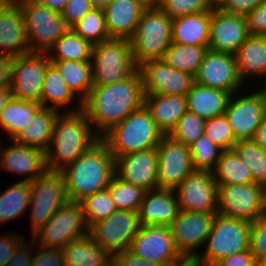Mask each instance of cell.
Masks as SVG:
<instances>
[{"label": "cell", "instance_id": "89a4df30", "mask_svg": "<svg viewBox=\"0 0 266 266\" xmlns=\"http://www.w3.org/2000/svg\"><path fill=\"white\" fill-rule=\"evenodd\" d=\"M257 266H266V257L262 258L258 263Z\"/></svg>", "mask_w": 266, "mask_h": 266}, {"label": "cell", "instance_id": "681fc988", "mask_svg": "<svg viewBox=\"0 0 266 266\" xmlns=\"http://www.w3.org/2000/svg\"><path fill=\"white\" fill-rule=\"evenodd\" d=\"M91 0H68L61 15L68 28H71L93 9Z\"/></svg>", "mask_w": 266, "mask_h": 266}, {"label": "cell", "instance_id": "94428289", "mask_svg": "<svg viewBox=\"0 0 266 266\" xmlns=\"http://www.w3.org/2000/svg\"><path fill=\"white\" fill-rule=\"evenodd\" d=\"M43 6L55 12L61 13L68 0H36Z\"/></svg>", "mask_w": 266, "mask_h": 266}, {"label": "cell", "instance_id": "52a82bcc", "mask_svg": "<svg viewBox=\"0 0 266 266\" xmlns=\"http://www.w3.org/2000/svg\"><path fill=\"white\" fill-rule=\"evenodd\" d=\"M91 64L93 86L123 81L138 69L129 39L111 38L93 45Z\"/></svg>", "mask_w": 266, "mask_h": 266}, {"label": "cell", "instance_id": "a7ac6f4b", "mask_svg": "<svg viewBox=\"0 0 266 266\" xmlns=\"http://www.w3.org/2000/svg\"><path fill=\"white\" fill-rule=\"evenodd\" d=\"M263 215L266 217V188L264 189Z\"/></svg>", "mask_w": 266, "mask_h": 266}, {"label": "cell", "instance_id": "60d3db41", "mask_svg": "<svg viewBox=\"0 0 266 266\" xmlns=\"http://www.w3.org/2000/svg\"><path fill=\"white\" fill-rule=\"evenodd\" d=\"M80 203L89 229L117 211L108 188L85 197Z\"/></svg>", "mask_w": 266, "mask_h": 266}, {"label": "cell", "instance_id": "d6986e66", "mask_svg": "<svg viewBox=\"0 0 266 266\" xmlns=\"http://www.w3.org/2000/svg\"><path fill=\"white\" fill-rule=\"evenodd\" d=\"M145 95H186L195 82L189 73L173 69L163 59H153L138 66Z\"/></svg>", "mask_w": 266, "mask_h": 266}, {"label": "cell", "instance_id": "6125c7cd", "mask_svg": "<svg viewBox=\"0 0 266 266\" xmlns=\"http://www.w3.org/2000/svg\"><path fill=\"white\" fill-rule=\"evenodd\" d=\"M11 98L12 91L10 88L0 89V114Z\"/></svg>", "mask_w": 266, "mask_h": 266}, {"label": "cell", "instance_id": "5b68a950", "mask_svg": "<svg viewBox=\"0 0 266 266\" xmlns=\"http://www.w3.org/2000/svg\"><path fill=\"white\" fill-rule=\"evenodd\" d=\"M173 19L160 8L145 9L133 36L129 39L137 66L153 59H162L172 42Z\"/></svg>", "mask_w": 266, "mask_h": 266}, {"label": "cell", "instance_id": "7a4b0ae2", "mask_svg": "<svg viewBox=\"0 0 266 266\" xmlns=\"http://www.w3.org/2000/svg\"><path fill=\"white\" fill-rule=\"evenodd\" d=\"M100 139L82 110L59 113L45 151L47 169L62 171Z\"/></svg>", "mask_w": 266, "mask_h": 266}, {"label": "cell", "instance_id": "bcb514c9", "mask_svg": "<svg viewBox=\"0 0 266 266\" xmlns=\"http://www.w3.org/2000/svg\"><path fill=\"white\" fill-rule=\"evenodd\" d=\"M204 134L223 150L233 149L237 142L232 127L224 114L206 120Z\"/></svg>", "mask_w": 266, "mask_h": 266}, {"label": "cell", "instance_id": "3957f363", "mask_svg": "<svg viewBox=\"0 0 266 266\" xmlns=\"http://www.w3.org/2000/svg\"><path fill=\"white\" fill-rule=\"evenodd\" d=\"M62 172L69 201L80 202L108 188L115 175V159L108 145L100 139Z\"/></svg>", "mask_w": 266, "mask_h": 266}, {"label": "cell", "instance_id": "74e56055", "mask_svg": "<svg viewBox=\"0 0 266 266\" xmlns=\"http://www.w3.org/2000/svg\"><path fill=\"white\" fill-rule=\"evenodd\" d=\"M213 172L217 184L253 183L251 171L243 163L234 149L224 150Z\"/></svg>", "mask_w": 266, "mask_h": 266}, {"label": "cell", "instance_id": "91938a15", "mask_svg": "<svg viewBox=\"0 0 266 266\" xmlns=\"http://www.w3.org/2000/svg\"><path fill=\"white\" fill-rule=\"evenodd\" d=\"M252 140L266 150V115L255 131Z\"/></svg>", "mask_w": 266, "mask_h": 266}, {"label": "cell", "instance_id": "7c38bea8", "mask_svg": "<svg viewBox=\"0 0 266 266\" xmlns=\"http://www.w3.org/2000/svg\"><path fill=\"white\" fill-rule=\"evenodd\" d=\"M248 94L242 90L231 94L224 115L237 141L252 140L255 131L266 115V95L260 86ZM242 94V96H241Z\"/></svg>", "mask_w": 266, "mask_h": 266}, {"label": "cell", "instance_id": "d6a6232c", "mask_svg": "<svg viewBox=\"0 0 266 266\" xmlns=\"http://www.w3.org/2000/svg\"><path fill=\"white\" fill-rule=\"evenodd\" d=\"M60 112L55 109L42 107L32 118L28 127L20 130L13 140L27 146H35L47 150L56 117Z\"/></svg>", "mask_w": 266, "mask_h": 266}, {"label": "cell", "instance_id": "603a6c76", "mask_svg": "<svg viewBox=\"0 0 266 266\" xmlns=\"http://www.w3.org/2000/svg\"><path fill=\"white\" fill-rule=\"evenodd\" d=\"M11 142L7 148L0 143V167L3 171L24 175L23 181L32 182L47 170L44 150L16 143L13 139Z\"/></svg>", "mask_w": 266, "mask_h": 266}, {"label": "cell", "instance_id": "44dd1931", "mask_svg": "<svg viewBox=\"0 0 266 266\" xmlns=\"http://www.w3.org/2000/svg\"><path fill=\"white\" fill-rule=\"evenodd\" d=\"M248 36L244 16L223 12L214 7L211 11L209 50L235 55Z\"/></svg>", "mask_w": 266, "mask_h": 266}, {"label": "cell", "instance_id": "8fae6325", "mask_svg": "<svg viewBox=\"0 0 266 266\" xmlns=\"http://www.w3.org/2000/svg\"><path fill=\"white\" fill-rule=\"evenodd\" d=\"M50 64L47 53L30 52L13 57L10 66L12 97L40 104L43 80Z\"/></svg>", "mask_w": 266, "mask_h": 266}, {"label": "cell", "instance_id": "db71d44e", "mask_svg": "<svg viewBox=\"0 0 266 266\" xmlns=\"http://www.w3.org/2000/svg\"><path fill=\"white\" fill-rule=\"evenodd\" d=\"M13 233V234H12ZM25 237L14 232L1 234L0 236V266H5L12 258L19 245L25 240Z\"/></svg>", "mask_w": 266, "mask_h": 266}, {"label": "cell", "instance_id": "11a10c76", "mask_svg": "<svg viewBox=\"0 0 266 266\" xmlns=\"http://www.w3.org/2000/svg\"><path fill=\"white\" fill-rule=\"evenodd\" d=\"M25 239L14 252L12 258L5 266H31L32 257L34 254L35 242L31 239V243ZM31 245V246H30ZM32 247V248H31ZM33 249V250H32Z\"/></svg>", "mask_w": 266, "mask_h": 266}, {"label": "cell", "instance_id": "753ad0ef", "mask_svg": "<svg viewBox=\"0 0 266 266\" xmlns=\"http://www.w3.org/2000/svg\"><path fill=\"white\" fill-rule=\"evenodd\" d=\"M211 1L216 5L219 0H211Z\"/></svg>", "mask_w": 266, "mask_h": 266}, {"label": "cell", "instance_id": "816d5d0a", "mask_svg": "<svg viewBox=\"0 0 266 266\" xmlns=\"http://www.w3.org/2000/svg\"><path fill=\"white\" fill-rule=\"evenodd\" d=\"M35 246L31 266H64L63 255L60 249L42 248L39 246H36V249Z\"/></svg>", "mask_w": 266, "mask_h": 266}, {"label": "cell", "instance_id": "f35d334b", "mask_svg": "<svg viewBox=\"0 0 266 266\" xmlns=\"http://www.w3.org/2000/svg\"><path fill=\"white\" fill-rule=\"evenodd\" d=\"M30 182L17 181L0 194V225L23 216L28 211Z\"/></svg>", "mask_w": 266, "mask_h": 266}, {"label": "cell", "instance_id": "7bdbcfd3", "mask_svg": "<svg viewBox=\"0 0 266 266\" xmlns=\"http://www.w3.org/2000/svg\"><path fill=\"white\" fill-rule=\"evenodd\" d=\"M108 190L117 210L134 211H138L146 192L141 187L122 181L116 175L111 179Z\"/></svg>", "mask_w": 266, "mask_h": 266}, {"label": "cell", "instance_id": "ab89813d", "mask_svg": "<svg viewBox=\"0 0 266 266\" xmlns=\"http://www.w3.org/2000/svg\"><path fill=\"white\" fill-rule=\"evenodd\" d=\"M233 149L251 171L253 183L266 188V150L253 140L237 141Z\"/></svg>", "mask_w": 266, "mask_h": 266}, {"label": "cell", "instance_id": "cb8c5ba5", "mask_svg": "<svg viewBox=\"0 0 266 266\" xmlns=\"http://www.w3.org/2000/svg\"><path fill=\"white\" fill-rule=\"evenodd\" d=\"M28 35L20 7L13 2L0 15V55L19 57L30 53Z\"/></svg>", "mask_w": 266, "mask_h": 266}, {"label": "cell", "instance_id": "2e32d148", "mask_svg": "<svg viewBox=\"0 0 266 266\" xmlns=\"http://www.w3.org/2000/svg\"><path fill=\"white\" fill-rule=\"evenodd\" d=\"M156 149L158 189L175 190L194 171L190 148L165 135Z\"/></svg>", "mask_w": 266, "mask_h": 266}, {"label": "cell", "instance_id": "4316f807", "mask_svg": "<svg viewBox=\"0 0 266 266\" xmlns=\"http://www.w3.org/2000/svg\"><path fill=\"white\" fill-rule=\"evenodd\" d=\"M144 106L164 135H168L187 111L186 95H145Z\"/></svg>", "mask_w": 266, "mask_h": 266}, {"label": "cell", "instance_id": "d4e9b609", "mask_svg": "<svg viewBox=\"0 0 266 266\" xmlns=\"http://www.w3.org/2000/svg\"><path fill=\"white\" fill-rule=\"evenodd\" d=\"M178 212V199L171 189L146 191L138 209L141 225L169 226Z\"/></svg>", "mask_w": 266, "mask_h": 266}, {"label": "cell", "instance_id": "4dcf8cb0", "mask_svg": "<svg viewBox=\"0 0 266 266\" xmlns=\"http://www.w3.org/2000/svg\"><path fill=\"white\" fill-rule=\"evenodd\" d=\"M211 11L189 14L173 19L172 42L208 46Z\"/></svg>", "mask_w": 266, "mask_h": 266}, {"label": "cell", "instance_id": "2644e50d", "mask_svg": "<svg viewBox=\"0 0 266 266\" xmlns=\"http://www.w3.org/2000/svg\"><path fill=\"white\" fill-rule=\"evenodd\" d=\"M260 88H262L264 90L265 95H266V81L261 85Z\"/></svg>", "mask_w": 266, "mask_h": 266}, {"label": "cell", "instance_id": "03108f58", "mask_svg": "<svg viewBox=\"0 0 266 266\" xmlns=\"http://www.w3.org/2000/svg\"><path fill=\"white\" fill-rule=\"evenodd\" d=\"M113 0H91V3L94 8L104 9L107 7Z\"/></svg>", "mask_w": 266, "mask_h": 266}, {"label": "cell", "instance_id": "003e7915", "mask_svg": "<svg viewBox=\"0 0 266 266\" xmlns=\"http://www.w3.org/2000/svg\"><path fill=\"white\" fill-rule=\"evenodd\" d=\"M13 3V0H0V15Z\"/></svg>", "mask_w": 266, "mask_h": 266}, {"label": "cell", "instance_id": "277c9868", "mask_svg": "<svg viewBox=\"0 0 266 266\" xmlns=\"http://www.w3.org/2000/svg\"><path fill=\"white\" fill-rule=\"evenodd\" d=\"M164 136L143 106L113 126L101 139L116 159L131 152L157 147Z\"/></svg>", "mask_w": 266, "mask_h": 266}, {"label": "cell", "instance_id": "be15d7a7", "mask_svg": "<svg viewBox=\"0 0 266 266\" xmlns=\"http://www.w3.org/2000/svg\"><path fill=\"white\" fill-rule=\"evenodd\" d=\"M169 266H203L197 258L182 257L179 261Z\"/></svg>", "mask_w": 266, "mask_h": 266}, {"label": "cell", "instance_id": "e7e4bbea", "mask_svg": "<svg viewBox=\"0 0 266 266\" xmlns=\"http://www.w3.org/2000/svg\"><path fill=\"white\" fill-rule=\"evenodd\" d=\"M145 9L160 8L162 0H137Z\"/></svg>", "mask_w": 266, "mask_h": 266}, {"label": "cell", "instance_id": "9c48e42d", "mask_svg": "<svg viewBox=\"0 0 266 266\" xmlns=\"http://www.w3.org/2000/svg\"><path fill=\"white\" fill-rule=\"evenodd\" d=\"M21 9L31 52L47 53L69 29L61 13L43 6L36 0L15 2Z\"/></svg>", "mask_w": 266, "mask_h": 266}, {"label": "cell", "instance_id": "836d02e7", "mask_svg": "<svg viewBox=\"0 0 266 266\" xmlns=\"http://www.w3.org/2000/svg\"><path fill=\"white\" fill-rule=\"evenodd\" d=\"M76 97L78 96L71 91L59 71L51 63L45 72V78L42 84L41 106L58 110L61 113V111H65L64 107H69L74 102Z\"/></svg>", "mask_w": 266, "mask_h": 266}, {"label": "cell", "instance_id": "680465c9", "mask_svg": "<svg viewBox=\"0 0 266 266\" xmlns=\"http://www.w3.org/2000/svg\"><path fill=\"white\" fill-rule=\"evenodd\" d=\"M11 57L0 55V89L10 88Z\"/></svg>", "mask_w": 266, "mask_h": 266}, {"label": "cell", "instance_id": "b9f144b4", "mask_svg": "<svg viewBox=\"0 0 266 266\" xmlns=\"http://www.w3.org/2000/svg\"><path fill=\"white\" fill-rule=\"evenodd\" d=\"M71 29L92 45L111 39L106 29L103 9L93 8Z\"/></svg>", "mask_w": 266, "mask_h": 266}, {"label": "cell", "instance_id": "1f68e13d", "mask_svg": "<svg viewBox=\"0 0 266 266\" xmlns=\"http://www.w3.org/2000/svg\"><path fill=\"white\" fill-rule=\"evenodd\" d=\"M61 251L64 266H107L112 261L90 234L69 242Z\"/></svg>", "mask_w": 266, "mask_h": 266}, {"label": "cell", "instance_id": "ffe728a7", "mask_svg": "<svg viewBox=\"0 0 266 266\" xmlns=\"http://www.w3.org/2000/svg\"><path fill=\"white\" fill-rule=\"evenodd\" d=\"M195 82L206 87L220 89L231 94L240 91L244 83L239 77L235 55L208 49L200 65Z\"/></svg>", "mask_w": 266, "mask_h": 266}, {"label": "cell", "instance_id": "4fadbf2b", "mask_svg": "<svg viewBox=\"0 0 266 266\" xmlns=\"http://www.w3.org/2000/svg\"><path fill=\"white\" fill-rule=\"evenodd\" d=\"M264 189L257 183L218 184L217 213L254 222L263 215Z\"/></svg>", "mask_w": 266, "mask_h": 266}, {"label": "cell", "instance_id": "5bb4252c", "mask_svg": "<svg viewBox=\"0 0 266 266\" xmlns=\"http://www.w3.org/2000/svg\"><path fill=\"white\" fill-rule=\"evenodd\" d=\"M138 211L117 210L89 229L94 241L111 256L128 250L132 239L140 230Z\"/></svg>", "mask_w": 266, "mask_h": 266}, {"label": "cell", "instance_id": "f5cc1de1", "mask_svg": "<svg viewBox=\"0 0 266 266\" xmlns=\"http://www.w3.org/2000/svg\"><path fill=\"white\" fill-rule=\"evenodd\" d=\"M263 0H219L215 5L223 12L246 17Z\"/></svg>", "mask_w": 266, "mask_h": 266}, {"label": "cell", "instance_id": "6da1fadb", "mask_svg": "<svg viewBox=\"0 0 266 266\" xmlns=\"http://www.w3.org/2000/svg\"><path fill=\"white\" fill-rule=\"evenodd\" d=\"M144 87L137 69L127 79L103 86H93L82 101V111L102 137L132 112L144 106Z\"/></svg>", "mask_w": 266, "mask_h": 266}, {"label": "cell", "instance_id": "9f6ffc18", "mask_svg": "<svg viewBox=\"0 0 266 266\" xmlns=\"http://www.w3.org/2000/svg\"><path fill=\"white\" fill-rule=\"evenodd\" d=\"M213 266H257L250 249L222 258Z\"/></svg>", "mask_w": 266, "mask_h": 266}, {"label": "cell", "instance_id": "484cf974", "mask_svg": "<svg viewBox=\"0 0 266 266\" xmlns=\"http://www.w3.org/2000/svg\"><path fill=\"white\" fill-rule=\"evenodd\" d=\"M144 10L137 0H113L103 9L109 37L130 39Z\"/></svg>", "mask_w": 266, "mask_h": 266}, {"label": "cell", "instance_id": "f1b7e54d", "mask_svg": "<svg viewBox=\"0 0 266 266\" xmlns=\"http://www.w3.org/2000/svg\"><path fill=\"white\" fill-rule=\"evenodd\" d=\"M230 96V92L194 82L186 94L187 110L209 120L225 113Z\"/></svg>", "mask_w": 266, "mask_h": 266}, {"label": "cell", "instance_id": "f6af8a7d", "mask_svg": "<svg viewBox=\"0 0 266 266\" xmlns=\"http://www.w3.org/2000/svg\"><path fill=\"white\" fill-rule=\"evenodd\" d=\"M205 123L206 120L187 110L167 136L190 146L204 134Z\"/></svg>", "mask_w": 266, "mask_h": 266}, {"label": "cell", "instance_id": "d590c367", "mask_svg": "<svg viewBox=\"0 0 266 266\" xmlns=\"http://www.w3.org/2000/svg\"><path fill=\"white\" fill-rule=\"evenodd\" d=\"M41 104L11 98L0 114V128L8 132L9 140L31 123Z\"/></svg>", "mask_w": 266, "mask_h": 266}, {"label": "cell", "instance_id": "ee69618b", "mask_svg": "<svg viewBox=\"0 0 266 266\" xmlns=\"http://www.w3.org/2000/svg\"><path fill=\"white\" fill-rule=\"evenodd\" d=\"M194 170L213 171L222 152L220 146L213 143L203 134L189 146Z\"/></svg>", "mask_w": 266, "mask_h": 266}, {"label": "cell", "instance_id": "9a60e30c", "mask_svg": "<svg viewBox=\"0 0 266 266\" xmlns=\"http://www.w3.org/2000/svg\"><path fill=\"white\" fill-rule=\"evenodd\" d=\"M217 212H185L179 210L169 225L176 250L181 257L197 258L204 248ZM198 249V250H197Z\"/></svg>", "mask_w": 266, "mask_h": 266}, {"label": "cell", "instance_id": "8c879c8a", "mask_svg": "<svg viewBox=\"0 0 266 266\" xmlns=\"http://www.w3.org/2000/svg\"><path fill=\"white\" fill-rule=\"evenodd\" d=\"M107 266H116L113 261H111Z\"/></svg>", "mask_w": 266, "mask_h": 266}, {"label": "cell", "instance_id": "8d00e7d4", "mask_svg": "<svg viewBox=\"0 0 266 266\" xmlns=\"http://www.w3.org/2000/svg\"><path fill=\"white\" fill-rule=\"evenodd\" d=\"M207 51L208 46L171 42L162 59L173 69L189 73L195 77Z\"/></svg>", "mask_w": 266, "mask_h": 266}, {"label": "cell", "instance_id": "ba28073f", "mask_svg": "<svg viewBox=\"0 0 266 266\" xmlns=\"http://www.w3.org/2000/svg\"><path fill=\"white\" fill-rule=\"evenodd\" d=\"M69 201L62 171L46 170L30 182L29 215L31 235L43 227Z\"/></svg>", "mask_w": 266, "mask_h": 266}, {"label": "cell", "instance_id": "7dc6e473", "mask_svg": "<svg viewBox=\"0 0 266 266\" xmlns=\"http://www.w3.org/2000/svg\"><path fill=\"white\" fill-rule=\"evenodd\" d=\"M215 4L211 0H162L160 9L170 18L212 11Z\"/></svg>", "mask_w": 266, "mask_h": 266}, {"label": "cell", "instance_id": "6f0895ef", "mask_svg": "<svg viewBox=\"0 0 266 266\" xmlns=\"http://www.w3.org/2000/svg\"><path fill=\"white\" fill-rule=\"evenodd\" d=\"M112 261L116 266H162L135 256L128 250L114 254L112 256Z\"/></svg>", "mask_w": 266, "mask_h": 266}, {"label": "cell", "instance_id": "30bf717a", "mask_svg": "<svg viewBox=\"0 0 266 266\" xmlns=\"http://www.w3.org/2000/svg\"><path fill=\"white\" fill-rule=\"evenodd\" d=\"M87 234L89 228L81 203L68 201L31 237L39 247L62 250L69 242Z\"/></svg>", "mask_w": 266, "mask_h": 266}, {"label": "cell", "instance_id": "83f0119b", "mask_svg": "<svg viewBox=\"0 0 266 266\" xmlns=\"http://www.w3.org/2000/svg\"><path fill=\"white\" fill-rule=\"evenodd\" d=\"M239 77L247 86L249 78L266 81V37L249 35L235 54ZM254 76V77H253ZM265 78V80H264ZM248 81H247V80Z\"/></svg>", "mask_w": 266, "mask_h": 266}, {"label": "cell", "instance_id": "ac0fdd59", "mask_svg": "<svg viewBox=\"0 0 266 266\" xmlns=\"http://www.w3.org/2000/svg\"><path fill=\"white\" fill-rule=\"evenodd\" d=\"M174 191L179 210L217 212L218 184L212 171H192Z\"/></svg>", "mask_w": 266, "mask_h": 266}, {"label": "cell", "instance_id": "e575fe53", "mask_svg": "<svg viewBox=\"0 0 266 266\" xmlns=\"http://www.w3.org/2000/svg\"><path fill=\"white\" fill-rule=\"evenodd\" d=\"M93 45L69 28L47 51L49 61H91Z\"/></svg>", "mask_w": 266, "mask_h": 266}, {"label": "cell", "instance_id": "f907efd6", "mask_svg": "<svg viewBox=\"0 0 266 266\" xmlns=\"http://www.w3.org/2000/svg\"><path fill=\"white\" fill-rule=\"evenodd\" d=\"M245 18L249 35L266 37V0H263Z\"/></svg>", "mask_w": 266, "mask_h": 266}, {"label": "cell", "instance_id": "7402d4cb", "mask_svg": "<svg viewBox=\"0 0 266 266\" xmlns=\"http://www.w3.org/2000/svg\"><path fill=\"white\" fill-rule=\"evenodd\" d=\"M156 147L115 159V175L145 191L158 189Z\"/></svg>", "mask_w": 266, "mask_h": 266}, {"label": "cell", "instance_id": "f546056e", "mask_svg": "<svg viewBox=\"0 0 266 266\" xmlns=\"http://www.w3.org/2000/svg\"><path fill=\"white\" fill-rule=\"evenodd\" d=\"M63 77L71 91L78 95L75 108H66V112L82 110V101L93 87L91 61H50ZM71 108V109H70Z\"/></svg>", "mask_w": 266, "mask_h": 266}, {"label": "cell", "instance_id": "e0dca14e", "mask_svg": "<svg viewBox=\"0 0 266 266\" xmlns=\"http://www.w3.org/2000/svg\"><path fill=\"white\" fill-rule=\"evenodd\" d=\"M128 251L162 266H169L182 258L175 248L169 226L141 225Z\"/></svg>", "mask_w": 266, "mask_h": 266}, {"label": "cell", "instance_id": "8992f818", "mask_svg": "<svg viewBox=\"0 0 266 266\" xmlns=\"http://www.w3.org/2000/svg\"><path fill=\"white\" fill-rule=\"evenodd\" d=\"M251 222L217 213L204 251L197 256L203 266L249 249Z\"/></svg>", "mask_w": 266, "mask_h": 266}, {"label": "cell", "instance_id": "c3c4849f", "mask_svg": "<svg viewBox=\"0 0 266 266\" xmlns=\"http://www.w3.org/2000/svg\"><path fill=\"white\" fill-rule=\"evenodd\" d=\"M249 249L257 263L266 257V217L264 215L251 223Z\"/></svg>", "mask_w": 266, "mask_h": 266}]
</instances>
